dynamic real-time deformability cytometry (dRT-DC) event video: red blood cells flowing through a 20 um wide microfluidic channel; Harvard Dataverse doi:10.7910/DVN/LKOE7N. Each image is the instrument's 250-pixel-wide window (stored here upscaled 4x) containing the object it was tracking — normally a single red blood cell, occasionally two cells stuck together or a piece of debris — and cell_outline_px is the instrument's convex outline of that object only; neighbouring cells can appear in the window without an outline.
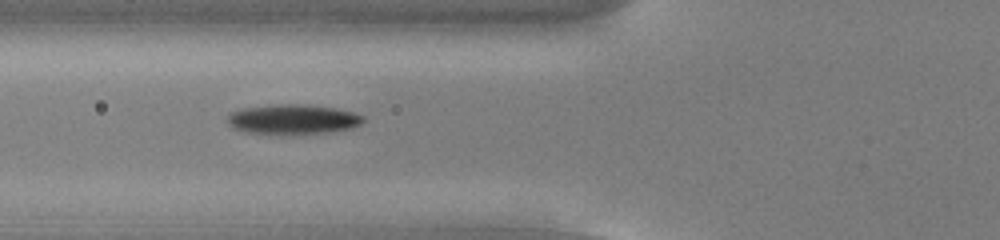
{"species": "common noctule bat (a hibernating species)", "species_latin": "Nyctalus noctula", "temperature_condition": "cold", "stored_images_in_passage": 53, "camera_frame_rate_fps": 3000, "um_per_image_px": 0.085, "animal": {"sex": "male", "body_mass_g": 13.0, "forearm_length_mm": 53.1}, "frame": {"image": 1, "passage_image": 20, "time_ms": 6.333, "image_size_px": [1000, 240], "cell_outline_px": [[364, 120], [360, 124], [352, 128], [328, 132], [244, 132], [232, 128], [228, 124], [228, 116], [232, 112], [248, 108], [288, 104], [296, 104], [332, 108], [352, 112], [364, 116]], "centroid_in_image_um": [24.92, 10.13], "position_along_channel_um": 100.9, "area_um2": 22.37}}
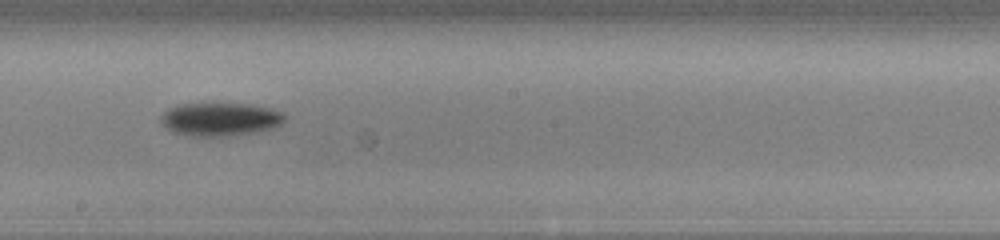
{"frame": {"image": 2, "passage_image": 30, "time_ms": 9.667, "image_size_px": [1000, 240], "cell_outline_px": [[284, 120], [280, 124], [272, 128], [260, 132], [228, 136], [188, 136], [172, 132], [160, 120], [160, 116], [168, 108], [180, 104], [208, 100], [244, 104], [268, 108], [280, 112], [284, 116]], "centroid_in_image_um": [18.65, 10.1], "position_along_channel_um": 229.6, "area_um2": 24.74}}
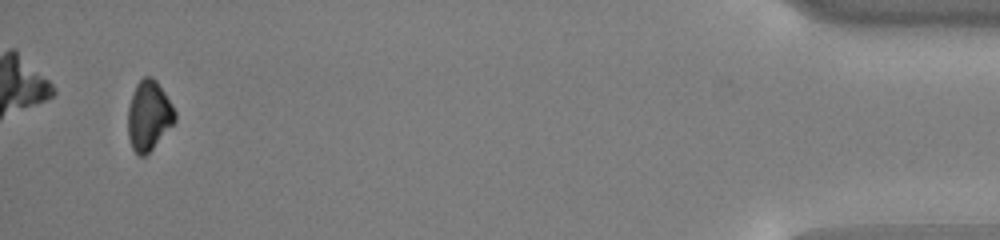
{"frame": {"image": 3, "passage_image": 51, "time_ms": 16.667, "image_size_px": [1000, 240], "cell_outline_px": [[176, 120], [152, 148], [144, 156], [140, 156], [132, 148], [128, 136], [128, 108], [136, 84], [144, 76], [152, 76], [156, 80], [172, 104], [176, 112]], "centroid_in_image_um": [12.64, 9.8], "position_along_channel_um": 422.6, "area_um2": 18.84}, "authors_computed_cell_mechanics": {"area_um2": 21.2704, "velocity_mm_per_s": 3.8591, "shape_relaxation_time_tau1_ms": 1.6675, "shape_relaxation_time_tau2_ms": null, "deformation_change_tau1": 0.0947, "deformation_change_tau2": null}}